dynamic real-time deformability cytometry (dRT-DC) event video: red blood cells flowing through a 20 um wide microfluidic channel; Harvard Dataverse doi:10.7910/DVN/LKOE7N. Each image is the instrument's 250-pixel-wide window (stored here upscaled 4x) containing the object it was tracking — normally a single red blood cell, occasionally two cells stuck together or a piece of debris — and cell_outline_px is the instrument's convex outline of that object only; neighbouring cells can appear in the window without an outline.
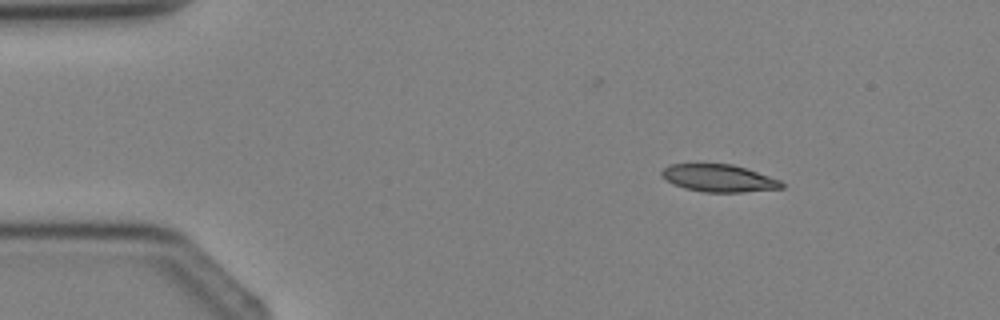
{"species": "Egyptian fruit bat (a non-hibernating species)", "species_latin": "Rousettus aegyptiacus", "temperature_condition": "cold", "stored_images_in_passage": 5, "camera_frame_rate_fps": 3000, "um_per_image_px": 0.085, "animal": {"sex": "female"}, "frame": {"image": 1, "passage_image": 3, "time_ms": 2.333, "image_size_px": [1000, 320], "cell_outline_px": [[784, 188], [740, 192], [704, 192], [684, 188], [660, 176], [660, 172], [668, 164], [732, 164], [748, 168], [780, 180], [784, 184]], "centroid_in_image_um": [61.12, 15.14], "position_along_channel_um": 23.9, "area_um2": 19.13}}
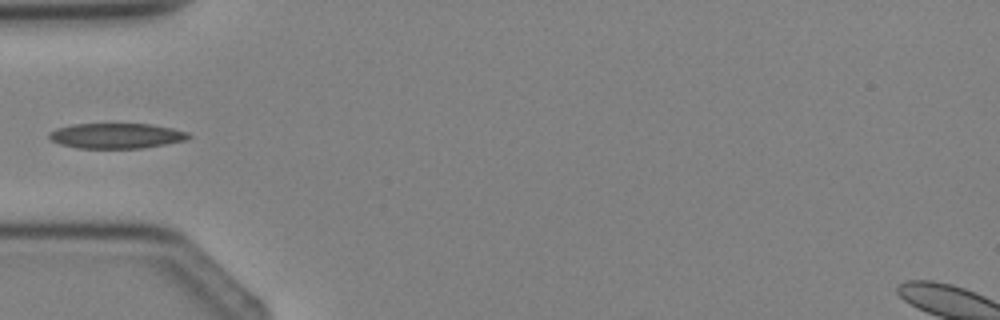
{"frame": {"image": 2, "passage_image": 5, "time_ms": 4.667, "image_size_px": [1000, 320], "cell_outline_px": [[192, 136], [184, 140], [144, 148], [76, 148], [60, 144], [52, 140], [48, 136], [48, 132], [56, 128], [72, 124], [152, 124], [172, 128], [188, 132]], "centroid_in_image_um": [9.86, 11.54], "position_along_channel_um": 75.1, "area_um2": 20.52}}